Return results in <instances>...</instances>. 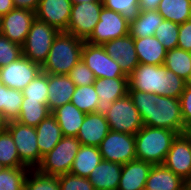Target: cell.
<instances>
[{"label":"cell","instance_id":"cell-1","mask_svg":"<svg viewBox=\"0 0 191 190\" xmlns=\"http://www.w3.org/2000/svg\"><path fill=\"white\" fill-rule=\"evenodd\" d=\"M128 95L140 113L143 125L166 128L178 135L184 133L179 98L165 97L143 91L128 90Z\"/></svg>","mask_w":191,"mask_h":190},{"label":"cell","instance_id":"cell-2","mask_svg":"<svg viewBox=\"0 0 191 190\" xmlns=\"http://www.w3.org/2000/svg\"><path fill=\"white\" fill-rule=\"evenodd\" d=\"M187 82L178 77L164 65L139 63L129 75V89L157 94L165 97L180 98Z\"/></svg>","mask_w":191,"mask_h":190},{"label":"cell","instance_id":"cell-3","mask_svg":"<svg viewBox=\"0 0 191 190\" xmlns=\"http://www.w3.org/2000/svg\"><path fill=\"white\" fill-rule=\"evenodd\" d=\"M84 41L70 33L60 31L41 66V71L52 75L68 74L82 58Z\"/></svg>","mask_w":191,"mask_h":190},{"label":"cell","instance_id":"cell-4","mask_svg":"<svg viewBox=\"0 0 191 190\" xmlns=\"http://www.w3.org/2000/svg\"><path fill=\"white\" fill-rule=\"evenodd\" d=\"M178 134L175 131L151 126H143L135 135L136 159L162 165Z\"/></svg>","mask_w":191,"mask_h":190},{"label":"cell","instance_id":"cell-5","mask_svg":"<svg viewBox=\"0 0 191 190\" xmlns=\"http://www.w3.org/2000/svg\"><path fill=\"white\" fill-rule=\"evenodd\" d=\"M81 147L76 137L64 136L45 156L36 170L47 176H60L70 173L73 161Z\"/></svg>","mask_w":191,"mask_h":190},{"label":"cell","instance_id":"cell-6","mask_svg":"<svg viewBox=\"0 0 191 190\" xmlns=\"http://www.w3.org/2000/svg\"><path fill=\"white\" fill-rule=\"evenodd\" d=\"M59 32L57 28L36 18L27 34L25 43L22 45L23 56L42 66Z\"/></svg>","mask_w":191,"mask_h":190},{"label":"cell","instance_id":"cell-7","mask_svg":"<svg viewBox=\"0 0 191 190\" xmlns=\"http://www.w3.org/2000/svg\"><path fill=\"white\" fill-rule=\"evenodd\" d=\"M16 145L20 161L30 170L36 169L42 161L37 145L36 128L13 120L6 124Z\"/></svg>","mask_w":191,"mask_h":190},{"label":"cell","instance_id":"cell-8","mask_svg":"<svg viewBox=\"0 0 191 190\" xmlns=\"http://www.w3.org/2000/svg\"><path fill=\"white\" fill-rule=\"evenodd\" d=\"M105 118L110 130L130 135H135L144 126L140 113L128 94L112 103Z\"/></svg>","mask_w":191,"mask_h":190},{"label":"cell","instance_id":"cell-9","mask_svg":"<svg viewBox=\"0 0 191 190\" xmlns=\"http://www.w3.org/2000/svg\"><path fill=\"white\" fill-rule=\"evenodd\" d=\"M129 23L122 14L103 6L99 22L85 41L93 45H103L105 42L128 35Z\"/></svg>","mask_w":191,"mask_h":190},{"label":"cell","instance_id":"cell-10","mask_svg":"<svg viewBox=\"0 0 191 190\" xmlns=\"http://www.w3.org/2000/svg\"><path fill=\"white\" fill-rule=\"evenodd\" d=\"M98 148L106 161L123 165L136 159L134 135L110 130Z\"/></svg>","mask_w":191,"mask_h":190},{"label":"cell","instance_id":"cell-11","mask_svg":"<svg viewBox=\"0 0 191 190\" xmlns=\"http://www.w3.org/2000/svg\"><path fill=\"white\" fill-rule=\"evenodd\" d=\"M103 2L72 3L67 33L86 40L99 22Z\"/></svg>","mask_w":191,"mask_h":190},{"label":"cell","instance_id":"cell-12","mask_svg":"<svg viewBox=\"0 0 191 190\" xmlns=\"http://www.w3.org/2000/svg\"><path fill=\"white\" fill-rule=\"evenodd\" d=\"M87 67L94 73L95 78L129 77L113 60L102 45H93L84 41L82 58Z\"/></svg>","mask_w":191,"mask_h":190},{"label":"cell","instance_id":"cell-13","mask_svg":"<svg viewBox=\"0 0 191 190\" xmlns=\"http://www.w3.org/2000/svg\"><path fill=\"white\" fill-rule=\"evenodd\" d=\"M163 165L186 181L191 176V133L179 134L172 141Z\"/></svg>","mask_w":191,"mask_h":190},{"label":"cell","instance_id":"cell-14","mask_svg":"<svg viewBox=\"0 0 191 190\" xmlns=\"http://www.w3.org/2000/svg\"><path fill=\"white\" fill-rule=\"evenodd\" d=\"M41 66L25 56L0 68L1 82L8 88L23 90L39 73Z\"/></svg>","mask_w":191,"mask_h":190},{"label":"cell","instance_id":"cell-15","mask_svg":"<svg viewBox=\"0 0 191 190\" xmlns=\"http://www.w3.org/2000/svg\"><path fill=\"white\" fill-rule=\"evenodd\" d=\"M35 19L34 11L14 8L2 16V35L22 46Z\"/></svg>","mask_w":191,"mask_h":190},{"label":"cell","instance_id":"cell-16","mask_svg":"<svg viewBox=\"0 0 191 190\" xmlns=\"http://www.w3.org/2000/svg\"><path fill=\"white\" fill-rule=\"evenodd\" d=\"M93 85L99 97L96 113L105 115L114 101L128 94L129 77L97 78Z\"/></svg>","mask_w":191,"mask_h":190},{"label":"cell","instance_id":"cell-17","mask_svg":"<svg viewBox=\"0 0 191 190\" xmlns=\"http://www.w3.org/2000/svg\"><path fill=\"white\" fill-rule=\"evenodd\" d=\"M72 0H40L35 11L38 20L59 31H67L71 17Z\"/></svg>","mask_w":191,"mask_h":190},{"label":"cell","instance_id":"cell-18","mask_svg":"<svg viewBox=\"0 0 191 190\" xmlns=\"http://www.w3.org/2000/svg\"><path fill=\"white\" fill-rule=\"evenodd\" d=\"M102 46L127 76L138 66L139 60L135 50L134 38L129 34L105 42Z\"/></svg>","mask_w":191,"mask_h":190},{"label":"cell","instance_id":"cell-19","mask_svg":"<svg viewBox=\"0 0 191 190\" xmlns=\"http://www.w3.org/2000/svg\"><path fill=\"white\" fill-rule=\"evenodd\" d=\"M110 131L105 115L93 112L85 116L76 138L81 145L99 146Z\"/></svg>","mask_w":191,"mask_h":190},{"label":"cell","instance_id":"cell-20","mask_svg":"<svg viewBox=\"0 0 191 190\" xmlns=\"http://www.w3.org/2000/svg\"><path fill=\"white\" fill-rule=\"evenodd\" d=\"M152 166L151 163L139 159L123 164L117 190H144Z\"/></svg>","mask_w":191,"mask_h":190},{"label":"cell","instance_id":"cell-21","mask_svg":"<svg viewBox=\"0 0 191 190\" xmlns=\"http://www.w3.org/2000/svg\"><path fill=\"white\" fill-rule=\"evenodd\" d=\"M76 86L67 74H48L47 105L52 112L59 106L70 103Z\"/></svg>","mask_w":191,"mask_h":190},{"label":"cell","instance_id":"cell-22","mask_svg":"<svg viewBox=\"0 0 191 190\" xmlns=\"http://www.w3.org/2000/svg\"><path fill=\"white\" fill-rule=\"evenodd\" d=\"M122 165L103 160L92 170L88 179L95 190H117Z\"/></svg>","mask_w":191,"mask_h":190},{"label":"cell","instance_id":"cell-23","mask_svg":"<svg viewBox=\"0 0 191 190\" xmlns=\"http://www.w3.org/2000/svg\"><path fill=\"white\" fill-rule=\"evenodd\" d=\"M51 114L56 118L63 136L70 137L77 136L86 116L71 102L57 107Z\"/></svg>","mask_w":191,"mask_h":190},{"label":"cell","instance_id":"cell-24","mask_svg":"<svg viewBox=\"0 0 191 190\" xmlns=\"http://www.w3.org/2000/svg\"><path fill=\"white\" fill-rule=\"evenodd\" d=\"M185 181L162 165H153L149 171L144 190H182Z\"/></svg>","mask_w":191,"mask_h":190},{"label":"cell","instance_id":"cell-25","mask_svg":"<svg viewBox=\"0 0 191 190\" xmlns=\"http://www.w3.org/2000/svg\"><path fill=\"white\" fill-rule=\"evenodd\" d=\"M134 44L139 63L164 65L167 50L155 36L134 38Z\"/></svg>","mask_w":191,"mask_h":190},{"label":"cell","instance_id":"cell-26","mask_svg":"<svg viewBox=\"0 0 191 190\" xmlns=\"http://www.w3.org/2000/svg\"><path fill=\"white\" fill-rule=\"evenodd\" d=\"M37 145L43 157L49 153L64 137L56 118L50 114L36 127Z\"/></svg>","mask_w":191,"mask_h":190},{"label":"cell","instance_id":"cell-27","mask_svg":"<svg viewBox=\"0 0 191 190\" xmlns=\"http://www.w3.org/2000/svg\"><path fill=\"white\" fill-rule=\"evenodd\" d=\"M101 161L102 156L97 146L81 145L73 161L70 173L88 178L92 170Z\"/></svg>","mask_w":191,"mask_h":190},{"label":"cell","instance_id":"cell-28","mask_svg":"<svg viewBox=\"0 0 191 190\" xmlns=\"http://www.w3.org/2000/svg\"><path fill=\"white\" fill-rule=\"evenodd\" d=\"M163 19L157 10L140 11L137 18L129 23V35L133 38L154 36Z\"/></svg>","mask_w":191,"mask_h":190},{"label":"cell","instance_id":"cell-29","mask_svg":"<svg viewBox=\"0 0 191 190\" xmlns=\"http://www.w3.org/2000/svg\"><path fill=\"white\" fill-rule=\"evenodd\" d=\"M23 99L21 90L0 85V116L6 122L17 120Z\"/></svg>","mask_w":191,"mask_h":190},{"label":"cell","instance_id":"cell-30","mask_svg":"<svg viewBox=\"0 0 191 190\" xmlns=\"http://www.w3.org/2000/svg\"><path fill=\"white\" fill-rule=\"evenodd\" d=\"M157 11L165 20L180 25L191 19V0H161Z\"/></svg>","mask_w":191,"mask_h":190},{"label":"cell","instance_id":"cell-31","mask_svg":"<svg viewBox=\"0 0 191 190\" xmlns=\"http://www.w3.org/2000/svg\"><path fill=\"white\" fill-rule=\"evenodd\" d=\"M164 66L188 82L191 73V52L178 47L167 51Z\"/></svg>","mask_w":191,"mask_h":190},{"label":"cell","instance_id":"cell-32","mask_svg":"<svg viewBox=\"0 0 191 190\" xmlns=\"http://www.w3.org/2000/svg\"><path fill=\"white\" fill-rule=\"evenodd\" d=\"M51 114L48 105L39 101L24 98L21 104L19 117L16 121L21 124L36 127L42 120Z\"/></svg>","mask_w":191,"mask_h":190},{"label":"cell","instance_id":"cell-33","mask_svg":"<svg viewBox=\"0 0 191 190\" xmlns=\"http://www.w3.org/2000/svg\"><path fill=\"white\" fill-rule=\"evenodd\" d=\"M0 163L6 168L26 167L20 161L13 137L7 129L0 134Z\"/></svg>","mask_w":191,"mask_h":190},{"label":"cell","instance_id":"cell-34","mask_svg":"<svg viewBox=\"0 0 191 190\" xmlns=\"http://www.w3.org/2000/svg\"><path fill=\"white\" fill-rule=\"evenodd\" d=\"M99 97L96 93L94 85L76 86L72 95L71 103L80 111L88 114L96 112V106Z\"/></svg>","mask_w":191,"mask_h":190},{"label":"cell","instance_id":"cell-35","mask_svg":"<svg viewBox=\"0 0 191 190\" xmlns=\"http://www.w3.org/2000/svg\"><path fill=\"white\" fill-rule=\"evenodd\" d=\"M29 171L28 167H5L0 173V190H24Z\"/></svg>","mask_w":191,"mask_h":190},{"label":"cell","instance_id":"cell-36","mask_svg":"<svg viewBox=\"0 0 191 190\" xmlns=\"http://www.w3.org/2000/svg\"><path fill=\"white\" fill-rule=\"evenodd\" d=\"M24 98L39 101L47 105L48 100V74L40 72L23 90Z\"/></svg>","mask_w":191,"mask_h":190},{"label":"cell","instance_id":"cell-37","mask_svg":"<svg viewBox=\"0 0 191 190\" xmlns=\"http://www.w3.org/2000/svg\"><path fill=\"white\" fill-rule=\"evenodd\" d=\"M24 190H60L59 176L40 174L36 169L27 174Z\"/></svg>","mask_w":191,"mask_h":190},{"label":"cell","instance_id":"cell-38","mask_svg":"<svg viewBox=\"0 0 191 190\" xmlns=\"http://www.w3.org/2000/svg\"><path fill=\"white\" fill-rule=\"evenodd\" d=\"M179 35V24L165 20L156 29L154 36L163 44L167 51L177 47Z\"/></svg>","mask_w":191,"mask_h":190},{"label":"cell","instance_id":"cell-39","mask_svg":"<svg viewBox=\"0 0 191 190\" xmlns=\"http://www.w3.org/2000/svg\"><path fill=\"white\" fill-rule=\"evenodd\" d=\"M103 6L122 14L129 22L140 14L139 0H102Z\"/></svg>","mask_w":191,"mask_h":190},{"label":"cell","instance_id":"cell-40","mask_svg":"<svg viewBox=\"0 0 191 190\" xmlns=\"http://www.w3.org/2000/svg\"><path fill=\"white\" fill-rule=\"evenodd\" d=\"M23 56L22 46L0 35V68Z\"/></svg>","mask_w":191,"mask_h":190},{"label":"cell","instance_id":"cell-41","mask_svg":"<svg viewBox=\"0 0 191 190\" xmlns=\"http://www.w3.org/2000/svg\"><path fill=\"white\" fill-rule=\"evenodd\" d=\"M75 86L92 85L96 78L94 73L81 59L67 74Z\"/></svg>","mask_w":191,"mask_h":190},{"label":"cell","instance_id":"cell-42","mask_svg":"<svg viewBox=\"0 0 191 190\" xmlns=\"http://www.w3.org/2000/svg\"><path fill=\"white\" fill-rule=\"evenodd\" d=\"M60 190H95L89 179L71 173L59 176Z\"/></svg>","mask_w":191,"mask_h":190},{"label":"cell","instance_id":"cell-43","mask_svg":"<svg viewBox=\"0 0 191 190\" xmlns=\"http://www.w3.org/2000/svg\"><path fill=\"white\" fill-rule=\"evenodd\" d=\"M181 112L184 122V133L191 131V84L187 83L180 95Z\"/></svg>","mask_w":191,"mask_h":190},{"label":"cell","instance_id":"cell-44","mask_svg":"<svg viewBox=\"0 0 191 190\" xmlns=\"http://www.w3.org/2000/svg\"><path fill=\"white\" fill-rule=\"evenodd\" d=\"M177 47L191 52V19L179 25Z\"/></svg>","mask_w":191,"mask_h":190},{"label":"cell","instance_id":"cell-45","mask_svg":"<svg viewBox=\"0 0 191 190\" xmlns=\"http://www.w3.org/2000/svg\"><path fill=\"white\" fill-rule=\"evenodd\" d=\"M13 2L17 9H26L35 12L40 0H13Z\"/></svg>","mask_w":191,"mask_h":190},{"label":"cell","instance_id":"cell-46","mask_svg":"<svg viewBox=\"0 0 191 190\" xmlns=\"http://www.w3.org/2000/svg\"><path fill=\"white\" fill-rule=\"evenodd\" d=\"M161 0H139L140 11L157 10Z\"/></svg>","mask_w":191,"mask_h":190},{"label":"cell","instance_id":"cell-47","mask_svg":"<svg viewBox=\"0 0 191 190\" xmlns=\"http://www.w3.org/2000/svg\"><path fill=\"white\" fill-rule=\"evenodd\" d=\"M15 8L13 0H0V16L6 15Z\"/></svg>","mask_w":191,"mask_h":190},{"label":"cell","instance_id":"cell-48","mask_svg":"<svg viewBox=\"0 0 191 190\" xmlns=\"http://www.w3.org/2000/svg\"><path fill=\"white\" fill-rule=\"evenodd\" d=\"M7 122L0 116V134L6 129Z\"/></svg>","mask_w":191,"mask_h":190},{"label":"cell","instance_id":"cell-49","mask_svg":"<svg viewBox=\"0 0 191 190\" xmlns=\"http://www.w3.org/2000/svg\"><path fill=\"white\" fill-rule=\"evenodd\" d=\"M102 0H72V3L97 2Z\"/></svg>","mask_w":191,"mask_h":190},{"label":"cell","instance_id":"cell-50","mask_svg":"<svg viewBox=\"0 0 191 190\" xmlns=\"http://www.w3.org/2000/svg\"><path fill=\"white\" fill-rule=\"evenodd\" d=\"M185 187L191 190V176L185 181Z\"/></svg>","mask_w":191,"mask_h":190},{"label":"cell","instance_id":"cell-51","mask_svg":"<svg viewBox=\"0 0 191 190\" xmlns=\"http://www.w3.org/2000/svg\"><path fill=\"white\" fill-rule=\"evenodd\" d=\"M1 21H2V17L0 16V35H2Z\"/></svg>","mask_w":191,"mask_h":190},{"label":"cell","instance_id":"cell-52","mask_svg":"<svg viewBox=\"0 0 191 190\" xmlns=\"http://www.w3.org/2000/svg\"><path fill=\"white\" fill-rule=\"evenodd\" d=\"M5 167L0 163V173L2 172V170L4 169Z\"/></svg>","mask_w":191,"mask_h":190},{"label":"cell","instance_id":"cell-53","mask_svg":"<svg viewBox=\"0 0 191 190\" xmlns=\"http://www.w3.org/2000/svg\"><path fill=\"white\" fill-rule=\"evenodd\" d=\"M187 83L191 84V73H190L189 81Z\"/></svg>","mask_w":191,"mask_h":190}]
</instances>
